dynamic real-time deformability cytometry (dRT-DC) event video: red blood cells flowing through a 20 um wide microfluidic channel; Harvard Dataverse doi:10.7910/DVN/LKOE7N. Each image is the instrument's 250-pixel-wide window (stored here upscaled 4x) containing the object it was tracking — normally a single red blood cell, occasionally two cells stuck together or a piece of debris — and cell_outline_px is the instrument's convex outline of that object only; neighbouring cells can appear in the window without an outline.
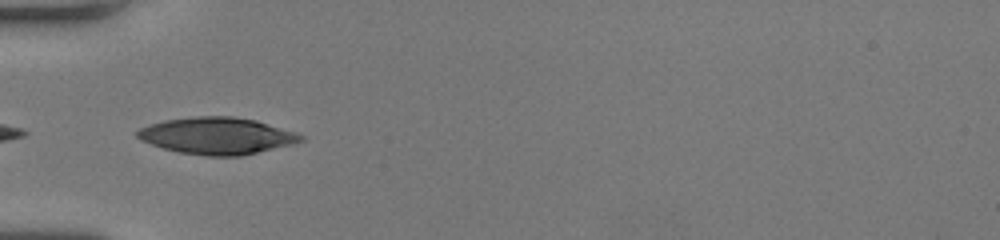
{"species": "human", "species_latin": "Homo sapiens", "temperature_condition": "room temperature", "stored_images_in_passage": 35, "camera_frame_rate_fps": 3000, "um_per_image_px": 0.085, "donor": {"sex": "female"}, "frame": {"image": 1, "passage_image": 1, "time_ms": 0.0, "image_size_px": [1000, 240], "cell_outline_px": [[304, 140], [296, 144], [240, 156], [204, 156], [180, 152], [164, 148], [140, 140], [136, 136], [136, 132], [140, 128], [164, 120], [196, 116], [232, 116], [256, 120], [296, 132], [304, 136]], "centroid_in_image_um": [18.49, 11.54], "position_along_channel_um": 66.5, "area_um2": 35.14}}
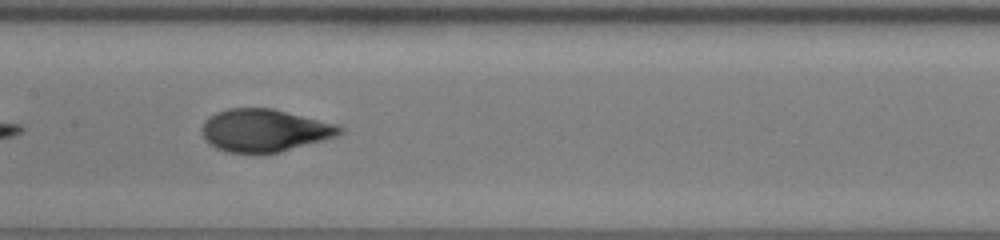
{"frame": {"image": 2, "passage_image": 10, "time_ms": 3.0, "image_size_px": [1000, 240], "cell_outline_px": [[344, 132], [340, 136], [280, 152], [228, 152], [216, 148], [208, 144], [204, 140], [200, 132], [200, 128], [204, 120], [216, 112], [228, 108], [272, 108], [336, 124], [344, 128]], "centroid_in_image_um": [22.47, 11.08], "position_along_channel_um": 184.9, "area_um2": 34.45}}
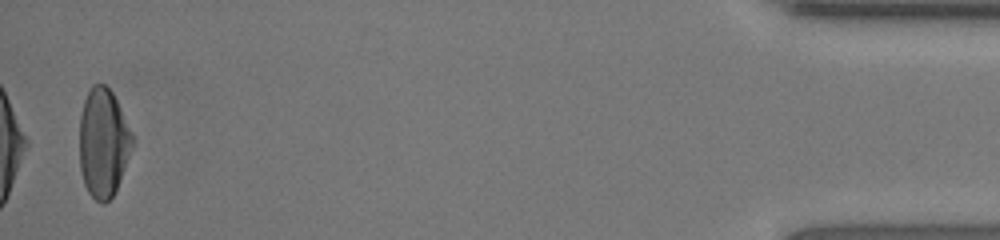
{"frame": {"image": 3, "passage_image": 34, "time_ms": 11.0, "image_size_px": [1000, 240], "cell_outline_px": [[136, 140], [116, 188], [112, 196], [104, 204], [100, 204], [88, 192], [84, 184], [80, 172], [80, 116], [84, 100], [92, 84], [104, 84], [112, 92]], "centroid_in_image_um": [8.78, 12.14], "position_along_channel_um": 426.4, "area_um2": 33.52}, "authors_computed_cell_mechanics": {"area_um2": 34.6222, "velocity_mm_per_s": 4.0438, "shape_relaxation_time_tau1_ms": 5.7353, "shape_relaxation_time_tau2_ms": null, "deformation_change_tau1": 0.2717, "deformation_change_tau2": null}}